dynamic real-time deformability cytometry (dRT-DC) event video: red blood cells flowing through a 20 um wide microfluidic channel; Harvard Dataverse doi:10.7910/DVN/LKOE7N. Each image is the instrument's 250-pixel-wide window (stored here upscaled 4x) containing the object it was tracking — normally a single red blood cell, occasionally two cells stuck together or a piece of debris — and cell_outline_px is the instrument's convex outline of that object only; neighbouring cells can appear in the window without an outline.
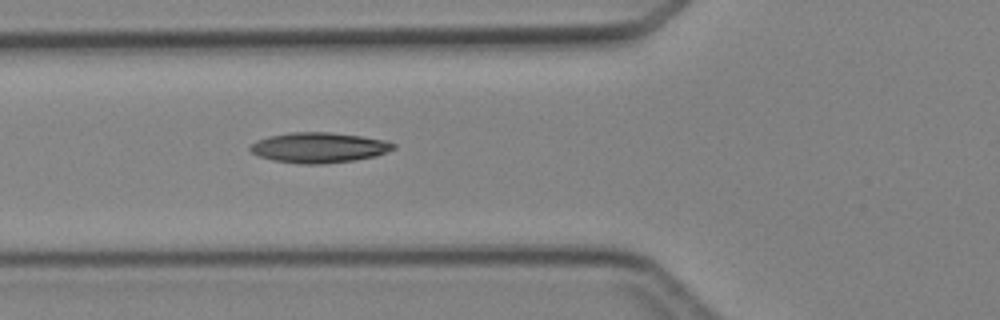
{"species": "Egyptian fruit bat (a non-hibernating species)", "species_latin": "Rousettus aegyptiacus", "temperature_condition": "cold", "stored_images_in_passage": 5, "camera_frame_rate_fps": 3000, "um_per_image_px": 0.085, "animal": {"sex": "female"}, "frame": {"image": 1, "passage_image": 5, "time_ms": 4.667, "image_size_px": [1000, 320], "cell_outline_px": [[396, 148], [376, 156], [352, 160], [320, 164], [304, 164], [272, 160], [260, 156], [252, 152], [248, 148], [256, 140], [268, 136], [288, 132], [332, 132], [360, 136], [384, 140], [396, 144]], "centroid_in_image_um": [27.09, 12.53], "position_along_channel_um": 98.7, "area_um2": 25.2}}